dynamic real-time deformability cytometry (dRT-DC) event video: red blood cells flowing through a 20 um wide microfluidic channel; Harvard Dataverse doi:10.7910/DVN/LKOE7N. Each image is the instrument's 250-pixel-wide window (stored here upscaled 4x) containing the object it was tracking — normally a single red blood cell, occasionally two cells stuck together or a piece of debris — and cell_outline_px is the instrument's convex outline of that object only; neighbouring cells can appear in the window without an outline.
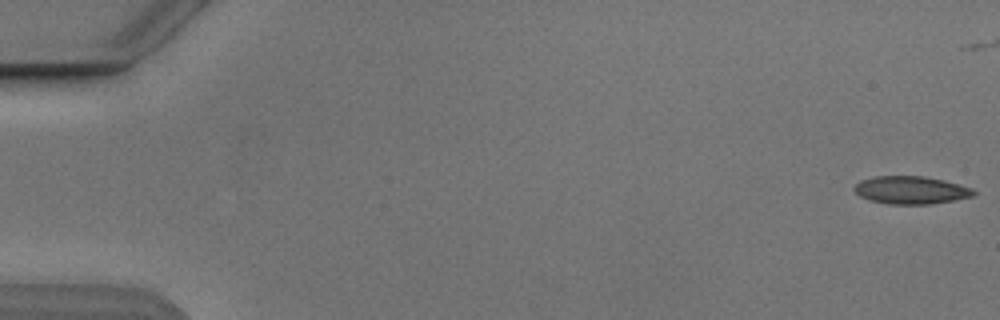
{"species": "Egyptian fruit bat (a non-hibernating species)", "species_latin": "Rousettus aegyptiacus", "temperature_condition": "cold", "stored_images_in_passage": 2, "camera_frame_rate_fps": 3000, "um_per_image_px": 0.085, "animal": {"sex": "male"}, "frame": {"image": 1, "passage_image": 2, "time_ms": 1.333, "image_size_px": [1000, 320], "cell_outline_px": [[976, 192], [972, 196], [932, 204], [888, 204], [872, 200], [860, 196], [852, 188], [860, 180], [876, 176], [924, 176], [944, 180], [972, 188]], "centroid_in_image_um": [77.41, 16.15], "position_along_channel_um": 7.6, "area_um2": 19.19}}